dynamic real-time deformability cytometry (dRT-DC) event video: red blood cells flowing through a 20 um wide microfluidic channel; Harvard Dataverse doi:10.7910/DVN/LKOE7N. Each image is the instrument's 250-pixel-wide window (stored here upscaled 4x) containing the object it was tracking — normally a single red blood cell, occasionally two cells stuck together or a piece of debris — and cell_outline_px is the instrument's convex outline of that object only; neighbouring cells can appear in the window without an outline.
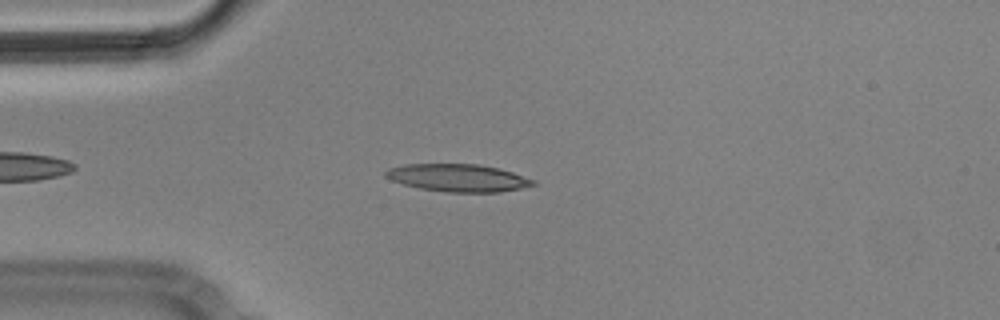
{"species": "Egyptian fruit bat (a non-hibernating species)", "species_latin": "Rousettus aegyptiacus", "temperature_condition": "cold", "stored_images_in_passage": 46, "camera_frame_rate_fps": 3000, "um_per_image_px": 0.085, "animal": {"sex": "male"}, "frame": {"image": 1, "passage_image": 8, "time_ms": 2.333, "image_size_px": [1000, 320], "cell_outline_px": [[536, 184], [520, 188], [500, 192], [444, 192], [420, 188], [404, 184], [392, 180], [384, 176], [384, 172], [388, 168], [404, 164], [476, 164], [496, 168], [512, 172], [536, 180]], "centroid_in_image_um": [38.91, 15.11], "position_along_channel_um": 46.1, "area_um2": 23.58}}
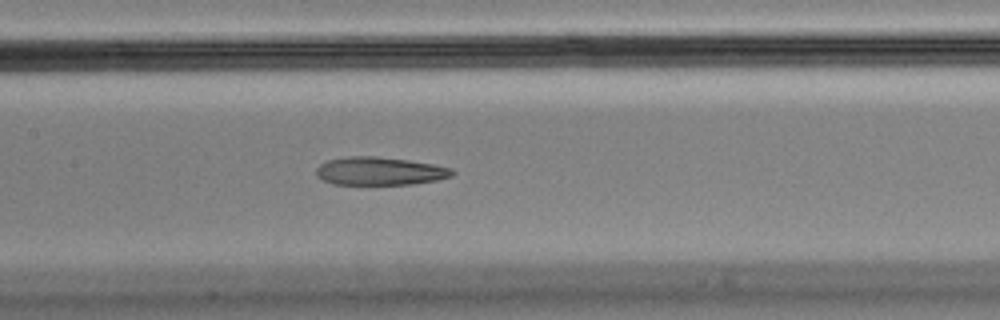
{"frame": {"image": 2, "passage_image": 20, "time_ms": 6.333, "image_size_px": [1000, 320], "cell_outline_px": [[456, 172], [452, 176], [436, 180], [412, 184], [332, 184], [316, 176], [316, 168], [320, 164], [328, 160], [348, 156], [376, 156], [408, 160], [432, 164], [452, 168]], "centroid_in_image_um": [32.27, 14.54], "position_along_channel_um": 175.1, "area_um2": 22.25}}
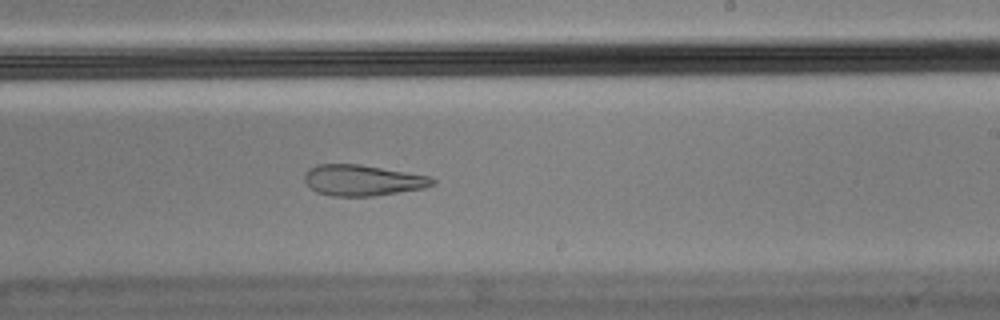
{"frame": {"image": 3, "passage_image": 27, "time_ms": 8.667, "image_size_px": [1000, 320], "cell_outline_px": [[436, 184], [424, 188], [372, 196], [332, 196], [316, 192], [304, 180], [304, 172], [308, 168], [316, 164], [360, 164], [428, 176], [436, 180]], "centroid_in_image_um": [30.79, 15.32], "position_along_channel_um": 258.2, "area_um2": 23.0}, "authors_computed_cell_mechanics": {"area_um2": 23.8714, "velocity_mm_per_s": 3.5762, "shape_relaxation_time_tau1_ms": null, "shape_relaxation_time_tau2_ms": 4.2085, "deformation_change_tau1": null, "deformation_change_tau2": 0.1424}}